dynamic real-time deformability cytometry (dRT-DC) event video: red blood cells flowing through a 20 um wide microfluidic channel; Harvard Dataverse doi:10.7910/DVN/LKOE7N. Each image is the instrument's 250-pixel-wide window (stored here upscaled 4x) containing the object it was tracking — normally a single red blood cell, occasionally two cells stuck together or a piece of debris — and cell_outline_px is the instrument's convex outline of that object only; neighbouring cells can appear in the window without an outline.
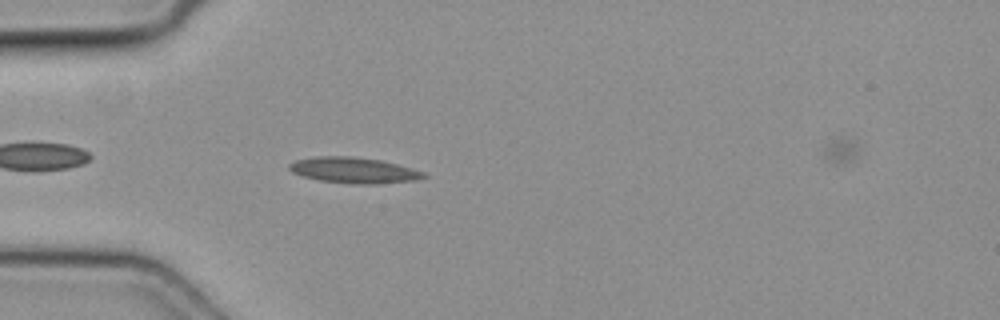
{"species": "common noctule bat (a hibernating species)", "species_latin": "Nyctalus noctula", "temperature_condition": "cold", "stored_images_in_passage": 49, "camera_frame_rate_fps": 3000, "um_per_image_px": 0.085, "animal": {"sex": "female", "body_mass_g": 19.3, "forearm_length_mm": 54.1}, "frame": {"image": 1, "passage_image": 15, "time_ms": 4.667, "image_size_px": [1000, 320], "cell_outline_px": [[428, 176], [412, 180], [380, 184], [352, 184], [320, 180], [304, 176], [292, 172], [288, 168], [288, 164], [296, 160], [316, 156], [348, 156], [380, 160], [412, 168], [424, 172]], "centroid_in_image_um": [30.05, 14.47], "position_along_channel_um": 54.9, "area_um2": 20.06}}
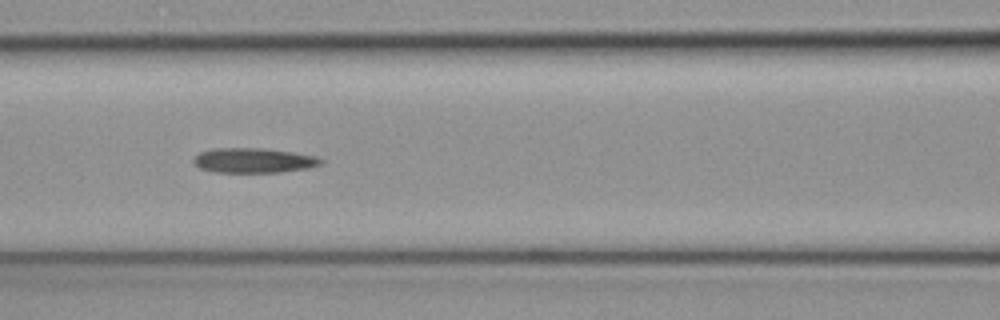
{"frame": {"image": 2, "passage_image": 22, "time_ms": 7.0, "image_size_px": [1000, 320], "cell_outline_px": [[324, 164], [308, 168], [280, 172], [216, 172], [200, 168], [192, 160], [200, 152], [216, 148], [264, 148], [292, 152], [316, 156], [324, 160]], "centroid_in_image_um": [21.61, 13.63], "position_along_channel_um": 145.0, "area_um2": 18.38}}
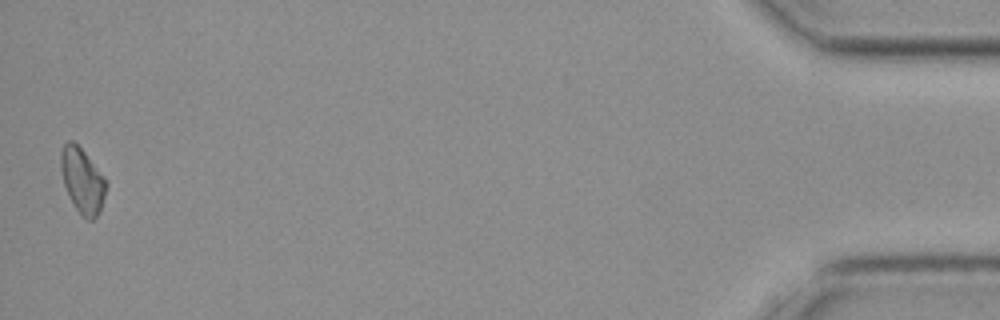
{"frame": {"image": 3, "passage_image": 49, "time_ms": 16.0, "image_size_px": [1000, 320], "cell_outline_px": [[104, 196], [100, 212], [92, 220], [88, 220], [80, 216], [64, 184], [60, 168], [60, 152], [64, 144], [68, 140], [72, 140], [84, 152], [104, 176]], "centroid_in_image_um": [6.97, 15.34], "position_along_channel_um": 428.2, "area_um2": 16.76}}